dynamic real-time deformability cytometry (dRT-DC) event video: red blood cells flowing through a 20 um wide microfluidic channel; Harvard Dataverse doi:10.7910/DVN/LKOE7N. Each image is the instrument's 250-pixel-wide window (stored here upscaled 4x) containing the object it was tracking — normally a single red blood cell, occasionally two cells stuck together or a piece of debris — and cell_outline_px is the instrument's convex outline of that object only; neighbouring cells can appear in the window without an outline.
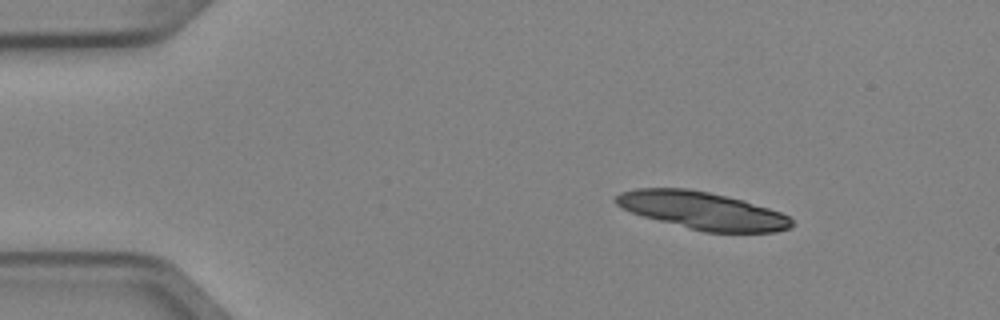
{"species": "Egyptian fruit bat (a non-hibernating species)", "species_latin": "Rousettus aegyptiacus", "temperature_condition": "cold", "stored_images_in_passage": 5, "camera_frame_rate_fps": 3000, "um_per_image_px": 0.085, "animal": {"sex": "female"}, "frame": {"image": 1, "passage_image": 2, "time_ms": 0.333, "image_size_px": [1000, 320], "cell_outline_px": [[796, 224], [788, 228], [776, 232], [704, 232], [688, 228], [644, 216], [620, 208], [612, 200], [620, 192], [636, 188], [688, 188], [708, 192], [744, 200], [780, 212], [788, 216]], "centroid_in_image_um": [59.69, 17.89], "position_along_channel_um": 25.3, "area_um2": 38.38}}
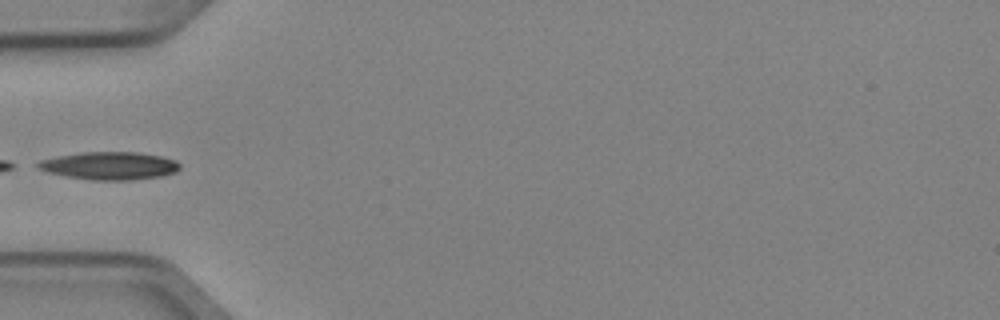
{"frame": {"image": 2, "passage_image": 4, "time_ms": 1.0, "image_size_px": [1000, 320], "cell_outline_px": [[180, 168], [176, 172], [160, 176], [128, 180], [92, 180], [64, 176], [48, 172], [36, 168], [32, 164], [40, 160], [56, 156], [80, 152], [140, 152], [160, 156], [176, 160], [180, 164]], "centroid_in_image_um": [9.25, 14.08], "position_along_channel_um": 75.7, "area_um2": 23.24}}
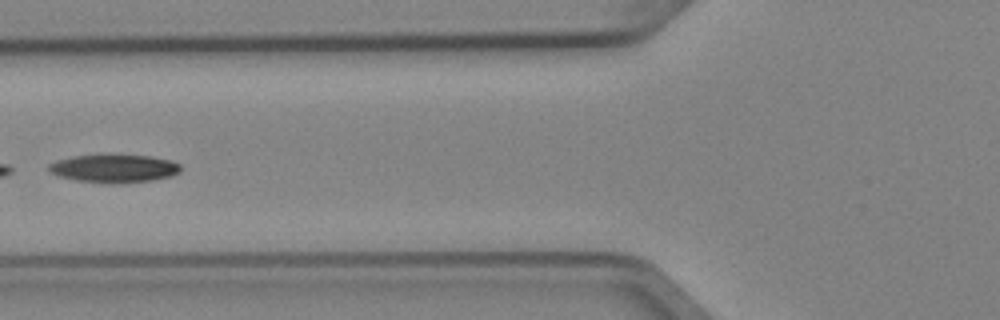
{"frame": {"image": 3, "passage_image": 5, "time_ms": 1.333, "image_size_px": [1000, 320], "cell_outline_px": [[180, 172], [172, 176], [152, 180], [116, 184], [76, 180], [56, 176], [48, 172], [48, 164], [56, 160], [72, 156], [148, 156], [172, 160], [180, 164]], "centroid_in_image_um": [9.67, 14.34], "position_along_channel_um": 116.1, "area_um2": 21.44}}